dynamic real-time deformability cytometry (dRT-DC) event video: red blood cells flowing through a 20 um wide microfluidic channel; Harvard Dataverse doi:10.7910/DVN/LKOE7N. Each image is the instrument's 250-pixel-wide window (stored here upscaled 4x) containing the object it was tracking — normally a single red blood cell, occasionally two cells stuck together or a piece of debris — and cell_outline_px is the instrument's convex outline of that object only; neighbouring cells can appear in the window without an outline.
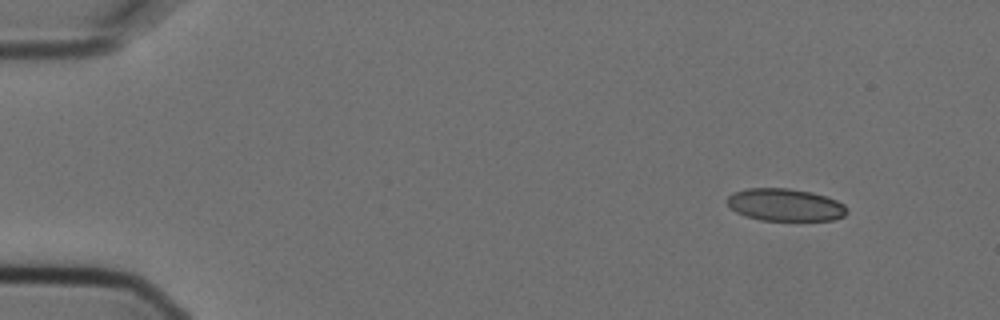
{"species": "Egyptian fruit bat (a non-hibernating species)", "species_latin": "Rousettus aegyptiacus", "temperature_condition": "cold", "stored_images_in_passage": 4, "camera_frame_rate_fps": 3000, "um_per_image_px": 0.085, "animal": {"sex": "female"}, "frame": {"image": 1, "passage_image": 1, "time_ms": 0.0, "image_size_px": [1000, 320], "cell_outline_px": [[848, 212], [844, 216], [832, 220], [760, 220], [744, 216], [736, 212], [724, 200], [732, 192], [744, 188], [788, 188], [812, 192], [836, 200], [844, 204], [848, 208]], "centroid_in_image_um": [66.71, 17.4], "position_along_channel_um": 18.3, "area_um2": 22.83}}